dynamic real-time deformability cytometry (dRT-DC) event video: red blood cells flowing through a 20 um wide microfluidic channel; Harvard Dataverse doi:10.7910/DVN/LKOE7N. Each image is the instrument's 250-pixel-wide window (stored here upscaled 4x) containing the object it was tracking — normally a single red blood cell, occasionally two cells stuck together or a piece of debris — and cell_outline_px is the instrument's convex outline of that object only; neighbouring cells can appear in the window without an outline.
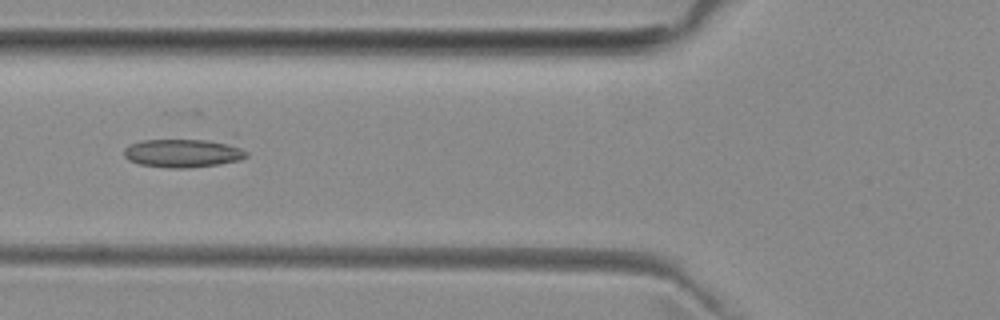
{"species": "common noctule bat (a hibernating species)", "species_latin": "Nyctalus noctula", "temperature_condition": "room temperature", "stored_images_in_passage": 2, "camera_frame_rate_fps": 3000, "um_per_image_px": 0.085, "animal": {"sex": "female", "body_mass_g": 29.2, "forearm_length_mm": 56.3}, "frame": {"image": 1, "passage_image": 2, "time_ms": 1.0, "image_size_px": [1000, 320], "cell_outline_px": [[248, 156], [240, 160], [216, 164], [188, 168], [168, 168], [140, 164], [128, 160], [124, 156], [124, 148], [128, 144], [144, 140], [232, 140], [248, 152]], "centroid_in_image_um": [15.63, 12.99], "position_along_channel_um": 110.2, "area_um2": 20.75}}